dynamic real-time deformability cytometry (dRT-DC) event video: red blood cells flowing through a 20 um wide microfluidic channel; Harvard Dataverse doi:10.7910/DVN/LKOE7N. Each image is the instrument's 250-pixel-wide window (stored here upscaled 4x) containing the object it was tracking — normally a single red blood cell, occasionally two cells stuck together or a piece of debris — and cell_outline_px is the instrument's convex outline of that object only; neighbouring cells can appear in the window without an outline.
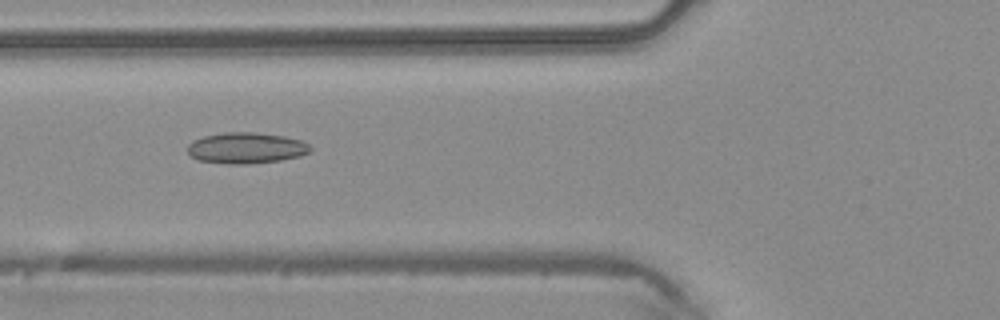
{"species": "common noctule bat (a hibernating species)", "species_latin": "Nyctalus noctula", "temperature_condition": "warm", "stored_images_in_passage": 17, "camera_frame_rate_fps": 3000, "um_per_image_px": 0.085, "animal": {"sex": "male", "body_mass_g": 20.4}, "frame": {"image": 1, "passage_image": 3, "time_ms": 0.667, "image_size_px": [1000, 320], "cell_outline_px": [[312, 148], [308, 152], [300, 156], [280, 160], [248, 164], [228, 164], [196, 160], [188, 156], [188, 144], [192, 140], [204, 136], [224, 132], [252, 132], [284, 136], [300, 140], [308, 144]], "centroid_in_image_um": [20.87, 12.58], "position_along_channel_um": 104.9, "area_um2": 22.31}}